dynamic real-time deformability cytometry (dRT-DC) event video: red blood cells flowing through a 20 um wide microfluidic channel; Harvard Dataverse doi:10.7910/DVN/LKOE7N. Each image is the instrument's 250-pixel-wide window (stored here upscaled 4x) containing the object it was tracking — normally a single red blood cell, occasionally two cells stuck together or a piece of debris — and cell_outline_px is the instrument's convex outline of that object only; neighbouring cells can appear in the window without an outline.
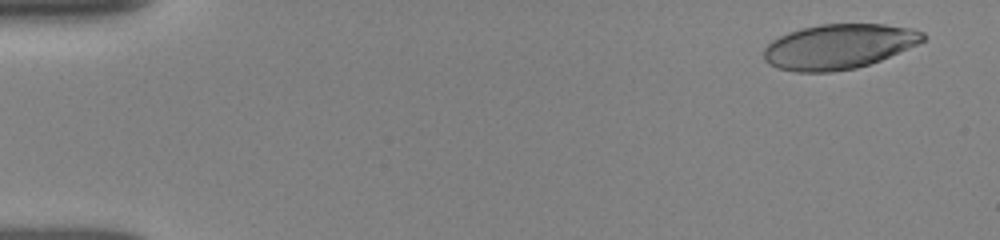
{"species": "human", "species_latin": "Homo sapiens", "temperature_condition": "room temperature", "stored_images_in_passage": 14, "camera_frame_rate_fps": 3000, "um_per_image_px": 0.085, "donor": {"sex": "female"}, "frame": {"image": 1, "passage_image": 2, "time_ms": 0.667, "image_size_px": [1000, 240], "cell_outline_px": [[928, 36], [924, 40], [908, 48], [880, 60], [856, 68], [832, 72], [796, 72], [776, 68], [768, 64], [764, 60], [764, 48], [772, 40], [788, 32], [820, 24], [884, 24], [912, 28], [924, 32]], "centroid_in_image_um": [71.28, 3.96], "position_along_channel_um": 13.7, "area_um2": 41.67}}
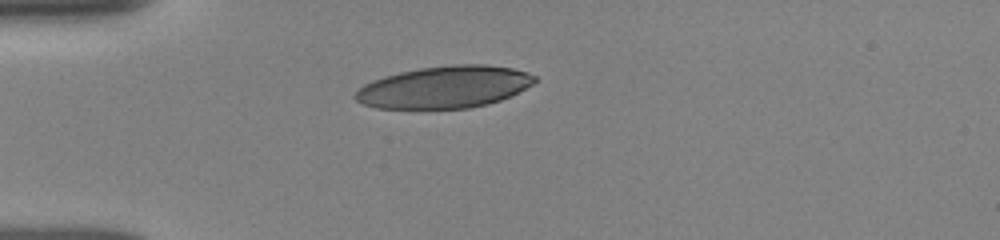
{"frame": {"image": 2, "passage_image": 12, "time_ms": 4.333, "image_size_px": [1000, 240], "cell_outline_px": [[540, 80], [500, 100], [488, 104], [468, 108], [376, 108], [364, 104], [356, 100], [352, 96], [364, 84], [372, 80], [384, 76], [400, 72], [420, 68], [456, 64], [488, 64], [512, 68], [528, 72], [536, 76]], "centroid_in_image_um": [37.79, 7.39], "position_along_channel_um": 47.2, "area_um2": 43.87}}
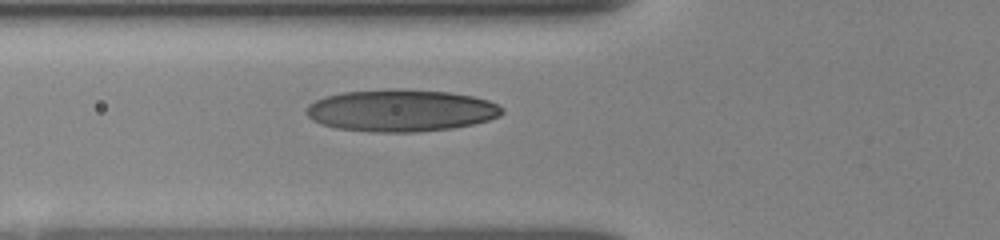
{"frame": {"image": 3, "passage_image": 14, "time_ms": 6.0, "image_size_px": [1000, 240], "cell_outline_px": [[504, 112], [500, 116], [488, 120], [472, 124], [452, 128], [420, 132], [372, 132], [336, 128], [312, 120], [304, 112], [308, 104], [324, 96], [344, 92], [392, 88], [448, 92], [472, 96], [488, 100], [504, 108]], "centroid_in_image_um": [34.07, 9.39], "position_along_channel_um": 91.7, "area_um2": 48.15}}